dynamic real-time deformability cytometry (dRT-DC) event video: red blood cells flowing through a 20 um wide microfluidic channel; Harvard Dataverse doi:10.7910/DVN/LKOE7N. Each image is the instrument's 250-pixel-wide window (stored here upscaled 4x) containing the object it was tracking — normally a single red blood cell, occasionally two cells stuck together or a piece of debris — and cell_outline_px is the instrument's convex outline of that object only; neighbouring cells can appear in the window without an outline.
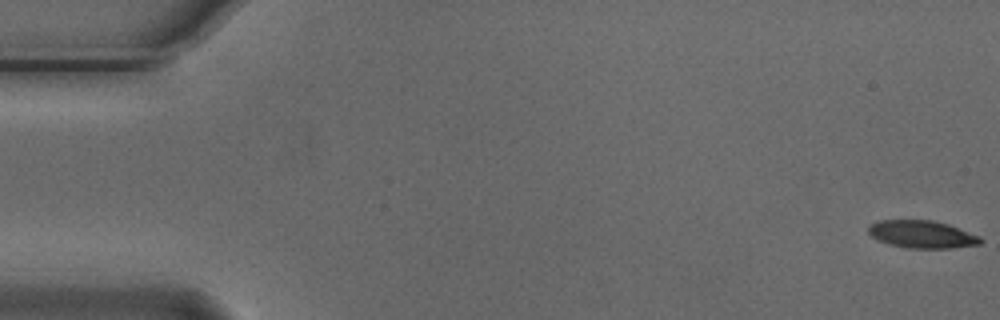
{"species": "Egyptian fruit bat (a non-hibernating species)", "species_latin": "Rousettus aegyptiacus", "temperature_condition": "cold", "stored_images_in_passage": 9, "camera_frame_rate_fps": 3000, "um_per_image_px": 0.085, "animal": {"sex": "male"}, "frame": {"image": 1, "passage_image": 1, "time_ms": 0.0, "image_size_px": [1000, 320], "cell_outline_px": [[984, 240], [980, 244], [952, 248], [908, 248], [888, 244], [876, 240], [868, 232], [868, 224], [876, 220], [932, 220], [948, 224], [980, 236]], "centroid_in_image_um": [78.34, 19.91], "position_along_channel_um": 6.7, "area_um2": 18.21}}
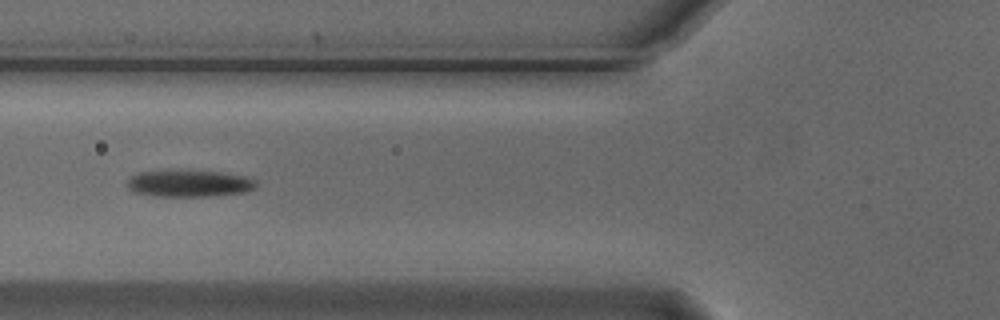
{"frame": {"image": 2, "passage_image": 6, "time_ms": 1.667, "image_size_px": [1000, 320], "cell_outline_px": [[256, 188], [244, 192], [212, 196], [156, 196], [136, 192], [128, 188], [128, 180], [132, 176], [140, 172], [188, 168], [224, 172], [252, 176], [256, 180]], "centroid_in_image_um": [16.17, 15.55], "position_along_channel_um": 109.6, "area_um2": 20.92}}
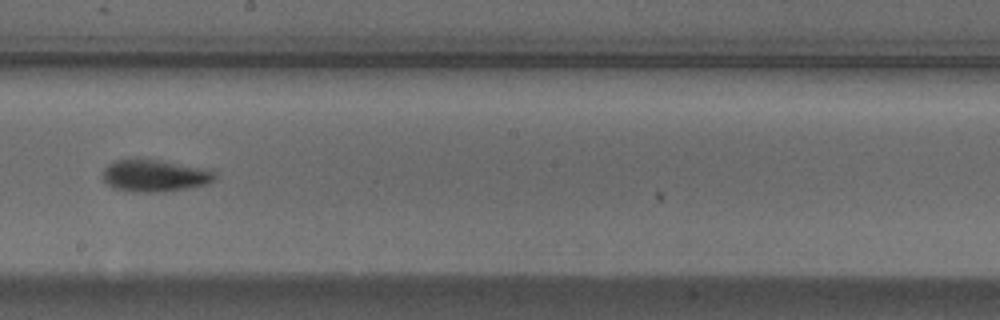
{"frame": {"image": 3, "passage_image": 9, "time_ms": 2.667, "image_size_px": [1000, 320], "cell_outline_px": [[220, 176], [216, 180], [208, 184], [188, 188], [164, 192], [132, 192], [112, 188], [100, 176], [104, 168], [108, 164], [116, 160], [136, 156], [208, 168], [216, 172]], "centroid_in_image_um": [13.17, 14.9], "position_along_channel_um": 235.0, "area_um2": 22.02}}